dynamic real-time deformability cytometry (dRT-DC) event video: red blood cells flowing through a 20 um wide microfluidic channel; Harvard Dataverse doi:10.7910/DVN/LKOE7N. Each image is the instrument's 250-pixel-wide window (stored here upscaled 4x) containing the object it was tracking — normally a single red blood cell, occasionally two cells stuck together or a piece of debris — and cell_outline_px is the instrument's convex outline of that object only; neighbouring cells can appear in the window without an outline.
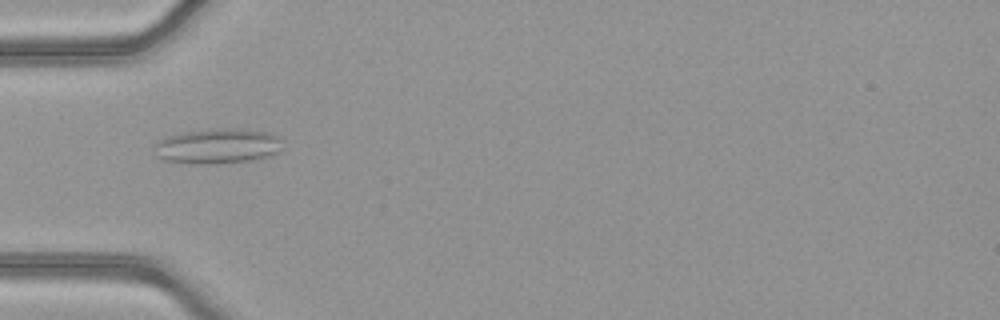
{"species": "common noctule bat (a hibernating species)", "species_latin": "Nyctalus noctula", "temperature_condition": "warm", "stored_images_in_passage": 45, "camera_frame_rate_fps": 3000, "um_per_image_px": 0.085, "animal": {"sex": "female", "body_mass_g": 21.9}, "frame": {"image": 1, "passage_image": 11, "time_ms": 3.333, "image_size_px": [1000, 320], "cell_outline_px": [[284, 140], [280, 152], [272, 156], [252, 160], [216, 164], [196, 164], [164, 160], [156, 156], [152, 144], [164, 136], [184, 132], [208, 128], [244, 128], [268, 132], [280, 136]], "centroid_in_image_um": [18.52, 12.4], "position_along_channel_um": 66.5, "area_um2": 27.22}}
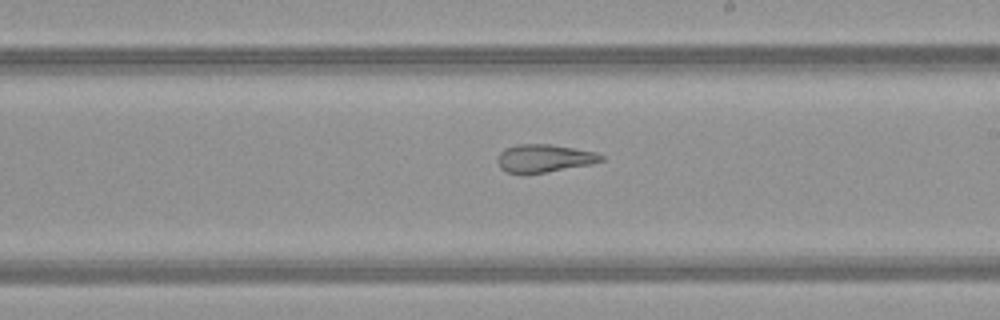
{"frame": {"image": 2, "passage_image": 24, "time_ms": 7.667, "image_size_px": [1000, 320], "cell_outline_px": [[604, 160], [592, 164], [548, 172], [524, 176], [508, 172], [500, 168], [496, 160], [500, 152], [504, 148], [516, 144], [552, 144], [596, 152], [604, 156]], "centroid_in_image_um": [46.22, 13.48], "position_along_channel_um": 242.8, "area_um2": 17.4}}
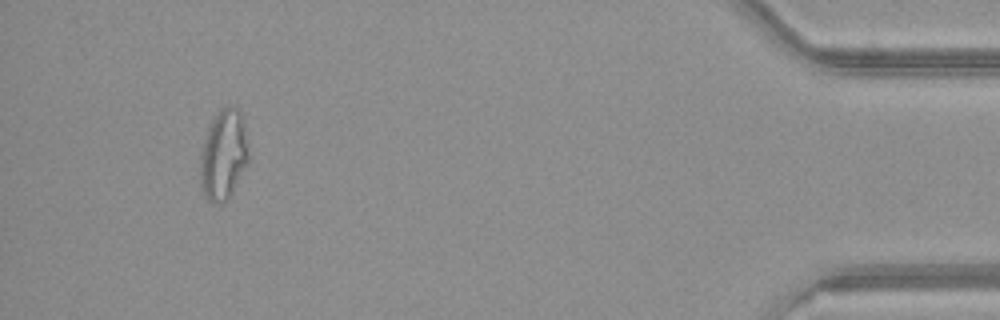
{"frame": {"image": 3, "passage_image": 42, "time_ms": 13.667, "image_size_px": [1000, 320], "cell_outline_px": [[252, 160], [232, 192], [224, 204], [212, 204], [208, 200], [200, 184], [200, 152], [208, 128], [212, 120], [220, 108], [236, 108], [240, 112], [244, 120]], "centroid_in_image_um": [19.05, 13.2], "position_along_channel_um": 416.2, "area_um2": 26.13}, "authors_computed_cell_mechanics": {"area_um2": 21.675, "velocity_mm_per_s": 4.0512, "shape_relaxation_time_tau1_ms": null, "shape_relaxation_time_tau2_ms": 1.3577, "deformation_change_tau1": null, "deformation_change_tau2": 0.1073}}